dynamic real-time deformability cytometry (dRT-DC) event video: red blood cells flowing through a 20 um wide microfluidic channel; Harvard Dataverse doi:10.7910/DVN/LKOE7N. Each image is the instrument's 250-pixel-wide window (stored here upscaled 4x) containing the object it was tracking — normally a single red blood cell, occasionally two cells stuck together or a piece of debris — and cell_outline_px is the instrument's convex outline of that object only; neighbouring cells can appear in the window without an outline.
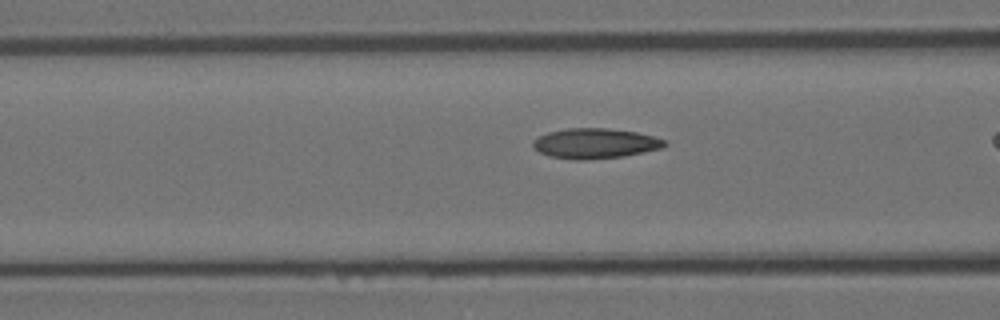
{"species": "Egyptian fruit bat (a non-hibernating species)", "species_latin": "Rousettus aegyptiacus", "temperature_condition": "room temperature", "stored_images_in_passage": 27, "camera_frame_rate_fps": 3000, "um_per_image_px": 0.085, "animal": {"sex": "female"}, "frame": {"image": 1, "passage_image": 16, "time_ms": 5.0, "image_size_px": [1000, 320], "cell_outline_px": [[668, 144], [660, 148], [624, 156], [584, 160], [572, 160], [548, 156], [532, 148], [532, 140], [548, 132], [568, 128], [608, 128], [636, 132], [652, 136], [664, 140]], "centroid_in_image_um": [50.52, 12.19], "position_along_channel_um": 116.1, "area_um2": 23.12}}
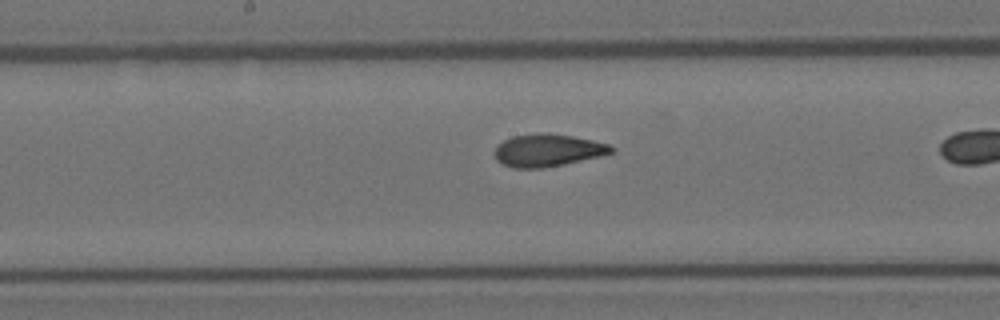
{"frame": {"image": 2, "passage_image": 23, "time_ms": 7.333, "image_size_px": [1000, 320], "cell_outline_px": [[616, 152], [600, 156], [564, 164], [544, 168], [512, 168], [496, 160], [492, 152], [496, 144], [512, 136], [540, 132], [548, 132], [572, 136], [592, 140], [608, 144], [616, 148]], "centroid_in_image_um": [46.53, 12.77], "position_along_channel_um": 201.7, "area_um2": 22.48}}
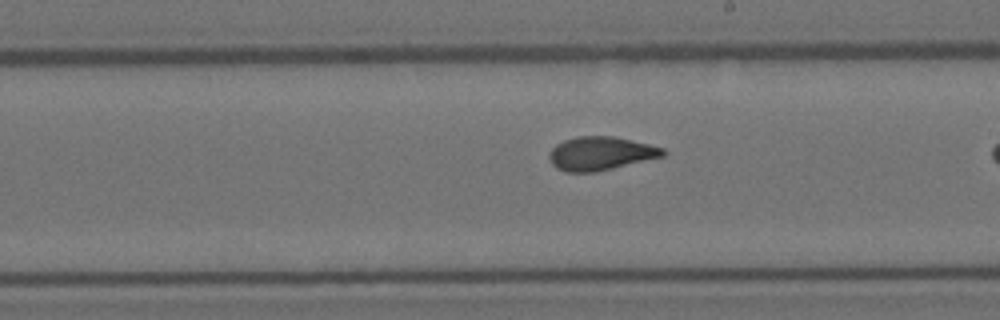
{"frame": {"image": 3, "passage_image": 26, "time_ms": 8.333, "image_size_px": [1000, 320], "cell_outline_px": [[668, 152], [664, 156], [596, 172], [564, 172], [556, 168], [552, 164], [548, 156], [548, 152], [556, 144], [564, 140], [576, 136], [616, 136], [664, 148]], "centroid_in_image_um": [51.04, 13.04], "position_along_channel_um": 238.0, "area_um2": 22.43}}